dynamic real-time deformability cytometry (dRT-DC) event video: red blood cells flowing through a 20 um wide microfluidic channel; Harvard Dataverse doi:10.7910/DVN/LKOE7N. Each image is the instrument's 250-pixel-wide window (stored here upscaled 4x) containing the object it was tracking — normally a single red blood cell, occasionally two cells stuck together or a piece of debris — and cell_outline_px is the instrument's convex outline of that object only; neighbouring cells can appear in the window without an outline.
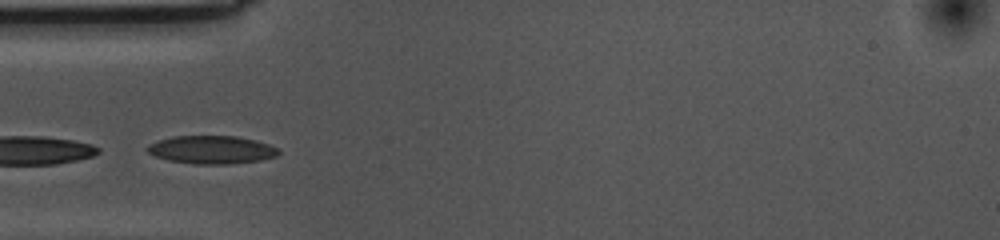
{"species": "common noctule bat (a hibernating species)", "species_latin": "Nyctalus noctula", "temperature_condition": "cold", "stored_images_in_passage": 27, "camera_frame_rate_fps": 3000, "um_per_image_px": 0.085, "animal": {"sex": "female", "body_mass_g": 10.0, "forearm_length_mm": 53.1}, "frame": {"image": 1, "passage_image": 14, "time_ms": 4.333, "image_size_px": [1000, 240], "cell_outline_px": [[280, 152], [276, 156], [260, 160], [228, 164], [196, 164], [168, 160], [156, 156], [148, 152], [148, 144], [172, 136], [236, 136], [256, 140], [280, 148]], "centroid_in_image_um": [18.02, 12.72], "position_along_channel_um": 67.0, "area_um2": 21.39}}